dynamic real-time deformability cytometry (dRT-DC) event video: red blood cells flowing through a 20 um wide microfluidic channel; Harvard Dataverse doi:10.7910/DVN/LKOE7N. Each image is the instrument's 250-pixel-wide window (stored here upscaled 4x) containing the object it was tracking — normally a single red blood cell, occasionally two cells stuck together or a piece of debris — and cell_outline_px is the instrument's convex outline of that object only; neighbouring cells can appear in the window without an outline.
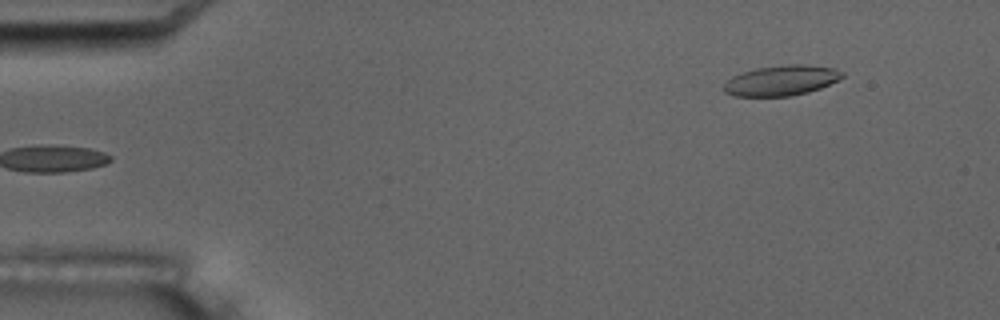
{"species": "common noctule bat (a hibernating species)", "species_latin": "Nyctalus noctula", "temperature_condition": "room temperature", "stored_images_in_passage": 5, "camera_frame_rate_fps": 3000, "um_per_image_px": 0.085, "animal": {"sex": "male", "body_mass_g": 17.5, "forearm_length_mm": 52.3}, "frame": {"image": 1, "passage_image": 5, "time_ms": 4.667, "image_size_px": [1000, 320], "cell_outline_px": [[844, 76], [840, 80], [820, 88], [808, 92], [792, 96], [732, 96], [724, 92], [724, 84], [732, 76], [740, 72], [756, 68], [788, 64], [804, 64], [836, 68], [844, 72]], "centroid_in_image_um": [66.44, 6.83], "position_along_channel_um": 18.6, "area_um2": 21.15}}